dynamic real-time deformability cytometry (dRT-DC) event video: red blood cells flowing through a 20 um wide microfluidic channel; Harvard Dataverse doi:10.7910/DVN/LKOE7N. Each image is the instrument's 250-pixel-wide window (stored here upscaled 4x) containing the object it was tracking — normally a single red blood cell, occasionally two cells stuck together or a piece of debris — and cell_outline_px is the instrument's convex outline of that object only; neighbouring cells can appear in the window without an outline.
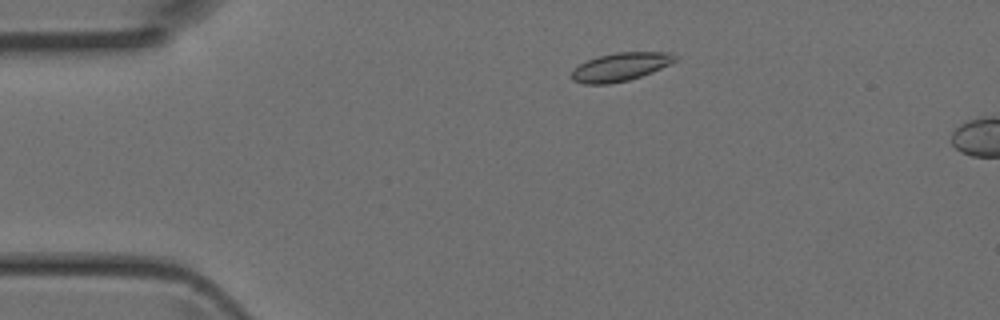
{"species": "Egyptian fruit bat (a non-hibernating species)", "species_latin": "Rousettus aegyptiacus", "temperature_condition": "room temperature", "stored_images_in_passage": 3, "camera_frame_rate_fps": 3000, "um_per_image_px": 0.085, "animal": {"sex": "female"}, "frame": {"image": 1, "passage_image": 2, "time_ms": 0.333, "image_size_px": [1000, 320], "cell_outline_px": [[676, 60], [652, 72], [628, 80], [608, 84], [584, 84], [572, 80], [568, 76], [580, 64], [596, 56], [616, 52], [668, 52], [676, 56]], "centroid_in_image_um": [52.68, 5.69], "position_along_channel_um": 32.3, "area_um2": 16.94}}